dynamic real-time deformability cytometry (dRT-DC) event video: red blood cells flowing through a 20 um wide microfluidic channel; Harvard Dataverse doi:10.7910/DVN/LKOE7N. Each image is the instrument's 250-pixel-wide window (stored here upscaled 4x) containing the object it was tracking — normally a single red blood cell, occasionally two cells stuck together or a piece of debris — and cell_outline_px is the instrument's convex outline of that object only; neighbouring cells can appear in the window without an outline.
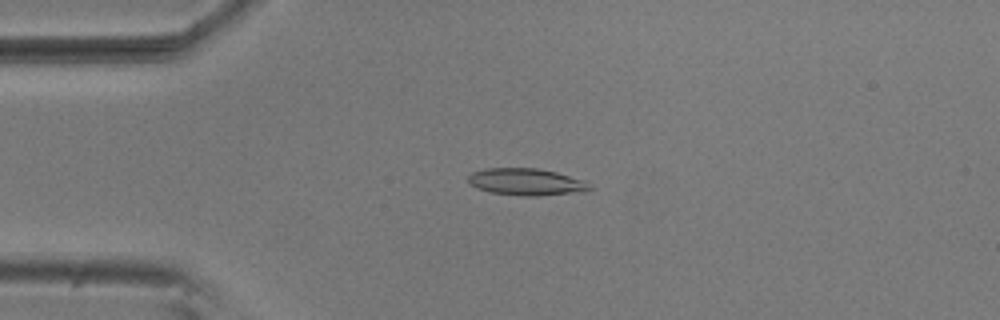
{"species": "common noctule bat (a hibernating species)", "species_latin": "Nyctalus noctula", "temperature_condition": "room temperature", "stored_images_in_passage": 54, "camera_frame_rate_fps": 3000, "um_per_image_px": 0.085, "animal": {"sex": "male", "body_mass_g": 20.5, "forearm_length_mm": 52.5}, "frame": {"image": 1, "passage_image": 13, "time_ms": 4.0, "image_size_px": [1000, 320], "cell_outline_px": [[592, 188], [584, 192], [536, 196], [524, 196], [492, 192], [476, 188], [468, 184], [468, 176], [472, 172], [488, 168], [536, 168], [556, 172], [584, 180]], "centroid_in_image_um": [44.72, 15.46], "position_along_channel_um": 40.3, "area_um2": 19.07}}
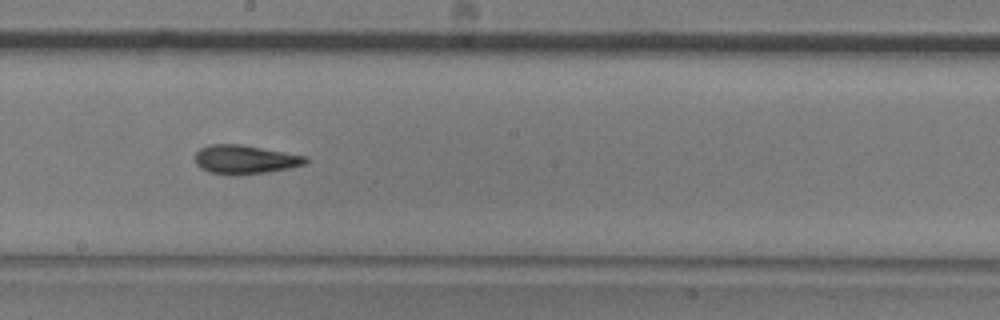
{"frame": {"image": 2, "passage_image": 30, "time_ms": 9.667, "image_size_px": [1000, 320], "cell_outline_px": [[308, 160], [304, 164], [288, 168], [264, 172], [208, 172], [200, 168], [196, 164], [196, 152], [200, 148], [212, 144], [240, 144], [308, 156]], "centroid_in_image_um": [20.84, 13.51], "position_along_channel_um": 227.4, "area_um2": 17.74}}
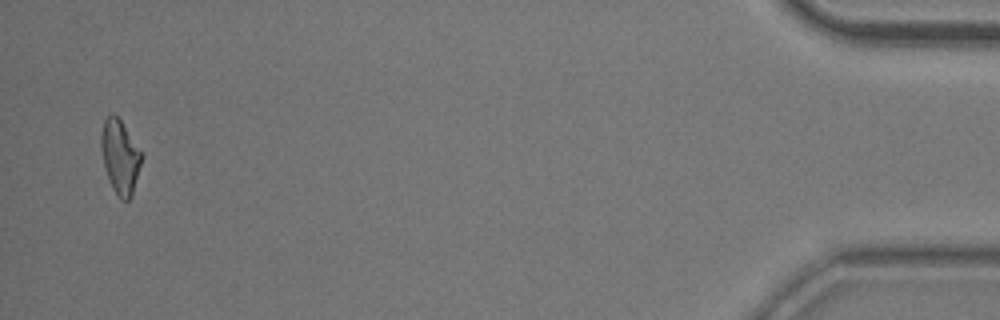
{"frame": {"image": 3, "passage_image": 53, "time_ms": 17.333, "image_size_px": [1000, 320], "cell_outline_px": [[144, 156], [132, 196], [128, 200], [120, 200], [112, 188], [104, 168], [100, 144], [100, 136], [104, 120], [112, 112], [120, 120]], "centroid_in_image_um": [10.2, 13.36], "position_along_channel_um": 425.0, "area_um2": 17.51}, "authors_computed_cell_mechanics": {"area_um2": 18.0625, "velocity_mm_per_s": 3.7202, "shape_relaxation_time_tau1_ms": 7.8784, "shape_relaxation_time_tau2_ms": 3.0798, "deformation_change_tau1": 0.2085, "deformation_change_tau2": 0.1081}}